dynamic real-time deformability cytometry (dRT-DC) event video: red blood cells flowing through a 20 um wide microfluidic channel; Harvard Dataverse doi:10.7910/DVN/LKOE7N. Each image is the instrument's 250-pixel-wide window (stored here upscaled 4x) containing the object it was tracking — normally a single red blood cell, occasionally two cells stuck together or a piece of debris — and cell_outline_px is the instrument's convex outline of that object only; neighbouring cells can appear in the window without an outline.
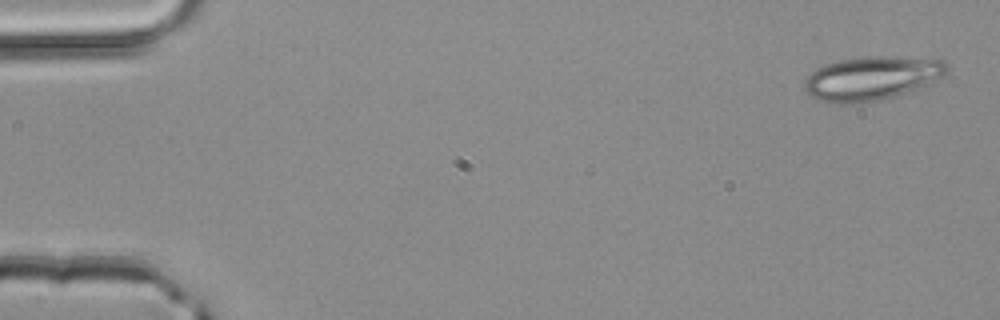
{"species": "common noctule bat (a hibernating species)", "species_latin": "Nyctalus noctula", "temperature_condition": "room temperature", "stored_images_in_passage": 4, "camera_frame_rate_fps": 3000, "um_per_image_px": 0.085, "animal": {"sex": "male", "body_mass_g": 20.4}, "frame": {"image": 1, "passage_image": 1, "time_ms": 0.0, "image_size_px": [1000, 320], "cell_outline_px": [[948, 72], [944, 76], [916, 88], [892, 96], [876, 100], [844, 104], [840, 104], [820, 100], [812, 96], [804, 88], [804, 80], [816, 68], [824, 64], [840, 60], [864, 56], [888, 56], [944, 60], [948, 64]], "centroid_in_image_um": [74.08, 6.62], "position_along_channel_um": 10.9, "area_um2": 35.89}}